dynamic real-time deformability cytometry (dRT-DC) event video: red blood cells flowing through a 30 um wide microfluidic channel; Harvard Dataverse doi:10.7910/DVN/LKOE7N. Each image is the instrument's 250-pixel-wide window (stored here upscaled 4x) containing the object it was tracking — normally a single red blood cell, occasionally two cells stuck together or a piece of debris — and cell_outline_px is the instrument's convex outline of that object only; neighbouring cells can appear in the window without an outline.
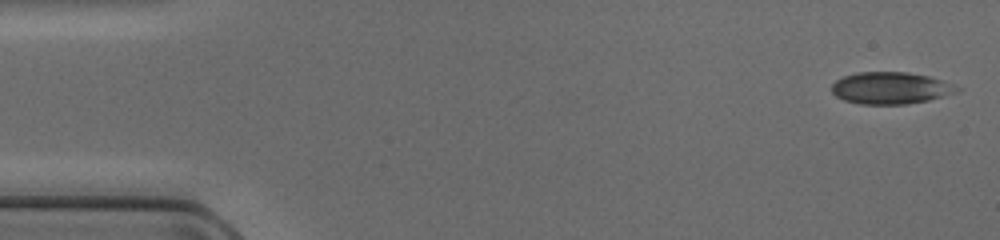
{"species": "common noctule bat (a hibernating species)", "species_latin": "Nyctalus noctula", "temperature_condition": "cold", "stored_images_in_passage": 47, "camera_frame_rate_fps": 3000, "um_per_image_px": 0.085, "animal": {"sex": "female", "body_mass_g": 17.0, "forearm_length_mm": 48.0}, "frame": {"image": 1, "passage_image": 1, "time_ms": 0.0, "image_size_px": [1000, 240], "cell_outline_px": [[964, 88], [960, 92], [928, 100], [904, 104], [860, 104], [844, 100], [836, 96], [832, 92], [832, 84], [836, 80], [844, 76], [856, 72], [908, 72], [928, 76], [944, 80]], "centroid_in_image_um": [75.76, 7.48], "position_along_channel_um": 9.2, "area_um2": 23.52}}
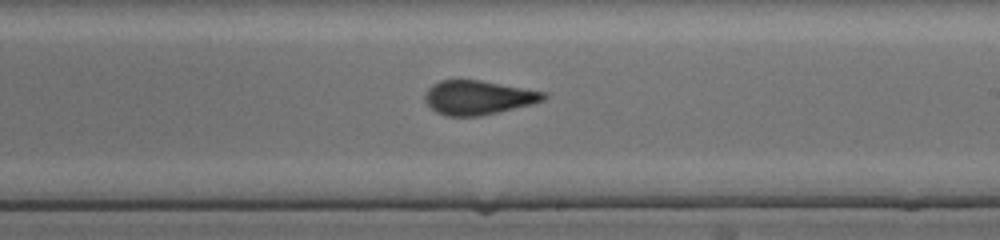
{"frame": {"image": 2, "passage_image": 27, "time_ms": 8.667, "image_size_px": [1000, 240], "cell_outline_px": [[548, 96], [544, 100], [532, 104], [480, 116], [444, 116], [436, 112], [424, 100], [424, 96], [428, 88], [432, 84], [440, 80], [480, 80], [548, 92]], "centroid_in_image_um": [40.65, 8.29], "position_along_channel_um": 248.3, "area_um2": 23.7}}
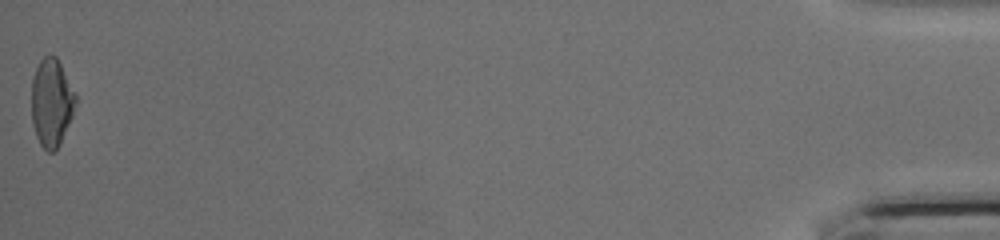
{"frame": {"image": 3, "passage_image": 47, "time_ms": 15.333, "image_size_px": [1000, 240], "cell_outline_px": [[76, 100], [72, 116], [60, 144], [52, 152], [48, 152], [40, 144], [36, 136], [32, 120], [32, 80], [36, 68], [40, 60], [44, 56], [56, 56], [76, 92]], "centroid_in_image_um": [4.38, 8.71], "position_along_channel_um": 430.8, "area_um2": 22.43}}